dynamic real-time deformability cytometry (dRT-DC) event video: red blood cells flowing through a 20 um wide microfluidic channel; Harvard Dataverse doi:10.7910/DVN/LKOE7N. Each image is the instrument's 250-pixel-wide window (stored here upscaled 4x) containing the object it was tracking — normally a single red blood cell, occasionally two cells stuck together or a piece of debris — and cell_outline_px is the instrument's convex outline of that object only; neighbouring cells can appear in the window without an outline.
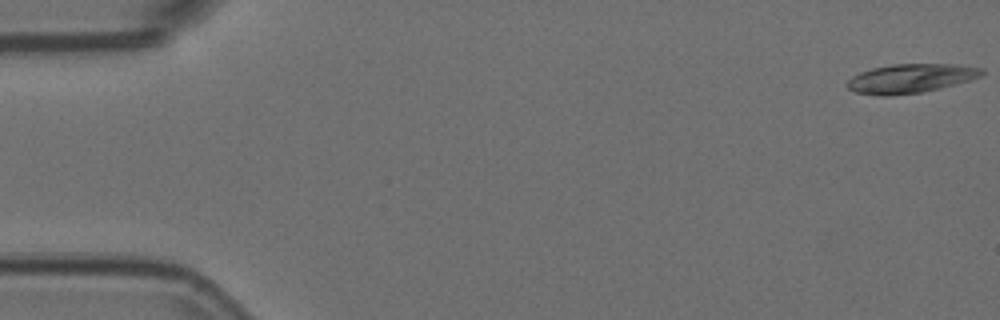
{"species": "Egyptian fruit bat (a non-hibernating species)", "species_latin": "Rousettus aegyptiacus", "temperature_condition": "room temperature", "stored_images_in_passage": 10, "camera_frame_rate_fps": 3000, "um_per_image_px": 0.085, "animal": {"sex": "female"}, "frame": {"image": 1, "passage_image": 1, "time_ms": 0.0, "image_size_px": [1000, 320], "cell_outline_px": [[984, 76], [972, 80], [924, 92], [888, 96], [880, 96], [856, 92], [848, 88], [844, 84], [852, 76], [860, 72], [872, 68], [896, 64], [956, 64], [984, 68]], "centroid_in_image_um": [77.44, 6.67], "position_along_channel_um": 7.6, "area_um2": 23.06}}